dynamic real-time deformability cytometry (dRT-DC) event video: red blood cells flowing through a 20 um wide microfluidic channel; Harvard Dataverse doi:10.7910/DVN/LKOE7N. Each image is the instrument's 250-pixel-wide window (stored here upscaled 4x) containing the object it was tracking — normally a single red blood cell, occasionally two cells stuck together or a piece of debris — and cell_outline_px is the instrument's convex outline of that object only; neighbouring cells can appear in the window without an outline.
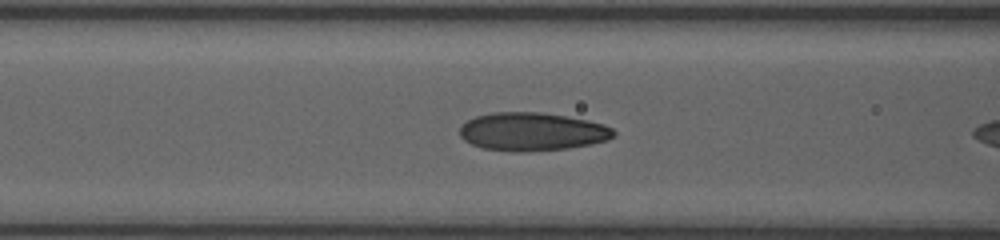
{"species": "human", "species_latin": "Homo sapiens", "temperature_condition": "room temperature", "stored_images_in_passage": 21, "camera_frame_rate_fps": 3000, "um_per_image_px": 0.085, "donor": {"sex": "female"}, "frame": {"image": 1, "passage_image": 16, "time_ms": 6.333, "image_size_px": [1000, 240], "cell_outline_px": [[616, 136], [608, 140], [592, 144], [568, 148], [524, 152], [520, 152], [484, 148], [472, 144], [464, 140], [460, 136], [460, 128], [468, 120], [476, 116], [492, 112], [540, 112], [568, 116], [588, 120], [604, 124], [612, 128], [616, 132]], "centroid_in_image_um": [45.28, 11.18], "position_along_channel_um": 121.3, "area_um2": 34.39}}
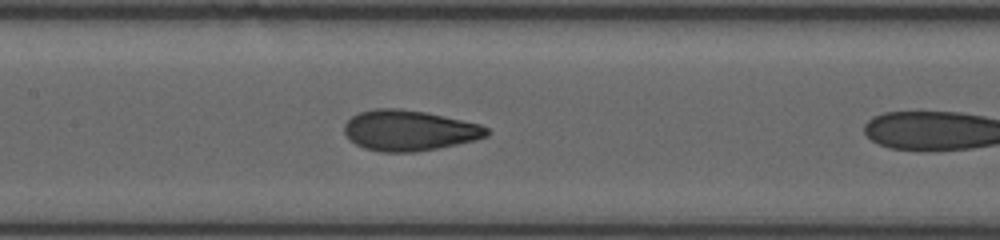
{"frame": {"image": 2, "passage_image": 20, "time_ms": 7.667, "image_size_px": [1000, 240], "cell_outline_px": [[488, 136], [456, 144], [436, 148], [412, 152], [380, 152], [364, 148], [356, 144], [344, 132], [344, 124], [352, 116], [360, 112], [376, 108], [396, 108], [424, 112], [480, 124], [488, 128]], "centroid_in_image_um": [34.75, 11.09], "position_along_channel_um": 172.6, "area_um2": 33.23}}